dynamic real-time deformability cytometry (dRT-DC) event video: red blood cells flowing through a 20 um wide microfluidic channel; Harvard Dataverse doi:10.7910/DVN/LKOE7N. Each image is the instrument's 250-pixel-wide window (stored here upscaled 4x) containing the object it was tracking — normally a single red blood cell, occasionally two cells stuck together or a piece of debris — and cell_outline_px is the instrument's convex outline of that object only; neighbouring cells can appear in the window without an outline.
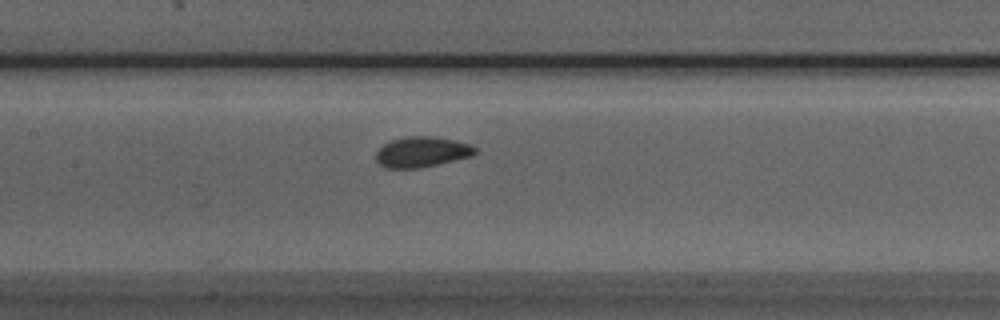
{"species": "Egyptian fruit bat (a non-hibernating species)", "species_latin": "Rousettus aegyptiacus", "temperature_condition": "room temperature", "stored_images_in_passage": 20, "camera_frame_rate_fps": 3000, "um_per_image_px": 0.085, "animal": {"sex": "male"}, "frame": {"image": 1, "passage_image": 9, "time_ms": 2.667, "image_size_px": [1000, 320], "cell_outline_px": [[480, 152], [472, 156], [420, 168], [384, 168], [376, 160], [376, 152], [384, 144], [392, 140], [408, 136], [432, 136], [452, 140], [468, 144], [476, 148]], "centroid_in_image_um": [35.86, 12.92], "position_along_channel_um": 171.5, "area_um2": 17.51}}
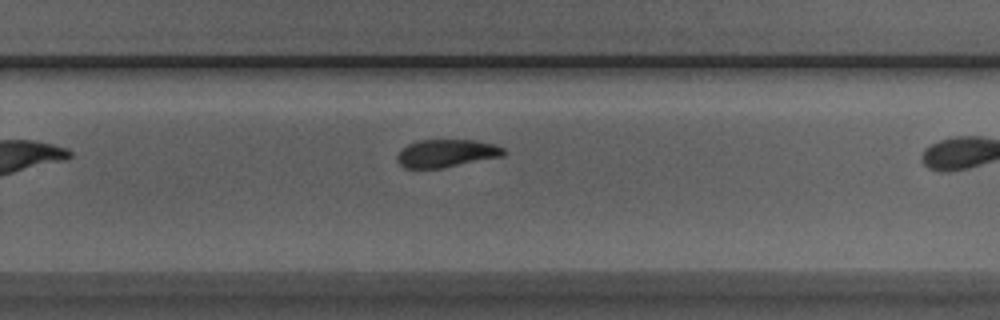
{"frame": {"image": 2, "passage_image": 15, "time_ms": 4.667, "image_size_px": [1000, 320], "cell_outline_px": [[508, 152], [504, 156], [444, 168], [404, 168], [396, 160], [396, 156], [400, 148], [408, 144], [420, 140], [476, 140], [496, 144], [504, 148]], "centroid_in_image_um": [37.97, 13.03], "position_along_channel_um": 291.8, "area_um2": 17.63}}